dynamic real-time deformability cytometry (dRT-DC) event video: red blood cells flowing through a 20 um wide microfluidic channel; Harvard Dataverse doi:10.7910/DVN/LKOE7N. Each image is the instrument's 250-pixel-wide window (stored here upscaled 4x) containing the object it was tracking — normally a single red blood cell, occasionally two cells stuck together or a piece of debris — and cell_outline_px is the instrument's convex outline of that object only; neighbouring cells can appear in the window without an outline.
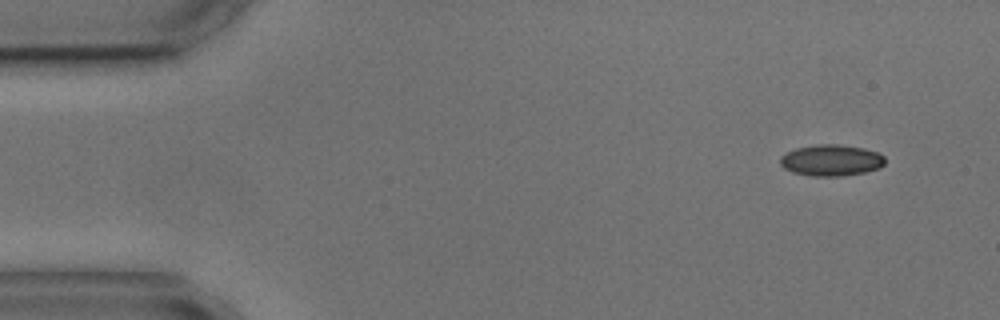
{"species": "common noctule bat (a hibernating species)", "species_latin": "Nyctalus noctula", "temperature_condition": "cold", "stored_images_in_passage": 4, "camera_frame_rate_fps": 3000, "um_per_image_px": 0.085, "animal": {"sex": "male", "body_mass_g": 17.9, "forearm_length_mm": 54.2}, "frame": {"image": 1, "passage_image": 1, "time_ms": 0.0, "image_size_px": [1000, 320], "cell_outline_px": [[884, 164], [880, 168], [864, 172], [840, 176], [812, 176], [792, 172], [784, 168], [780, 164], [780, 156], [796, 148], [816, 144], [836, 144], [864, 148], [876, 152], [884, 156]], "centroid_in_image_um": [70.64, 13.62], "position_along_channel_um": 14.4, "area_um2": 19.07}}
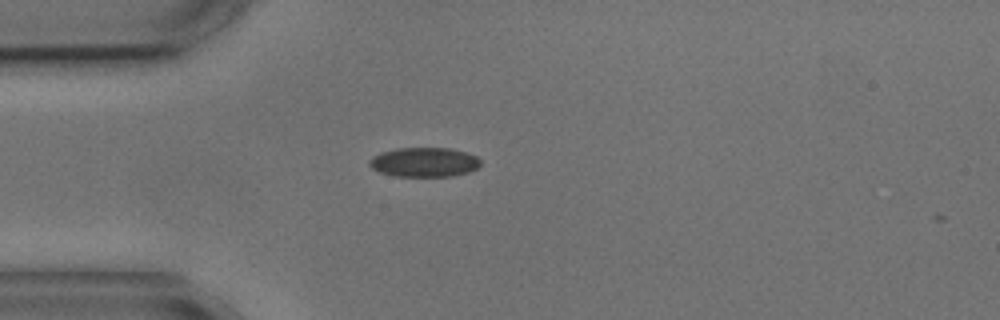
{"frame": {"image": 2, "passage_image": 3, "time_ms": 3.333, "image_size_px": [1000, 320], "cell_outline_px": [[480, 164], [476, 168], [468, 172], [452, 176], [392, 176], [380, 172], [372, 168], [368, 164], [368, 160], [372, 156], [380, 152], [396, 148], [448, 148], [464, 152], [476, 156], [480, 160]], "centroid_in_image_um": [36.0, 13.78], "position_along_channel_um": 49.0, "area_um2": 19.07}}